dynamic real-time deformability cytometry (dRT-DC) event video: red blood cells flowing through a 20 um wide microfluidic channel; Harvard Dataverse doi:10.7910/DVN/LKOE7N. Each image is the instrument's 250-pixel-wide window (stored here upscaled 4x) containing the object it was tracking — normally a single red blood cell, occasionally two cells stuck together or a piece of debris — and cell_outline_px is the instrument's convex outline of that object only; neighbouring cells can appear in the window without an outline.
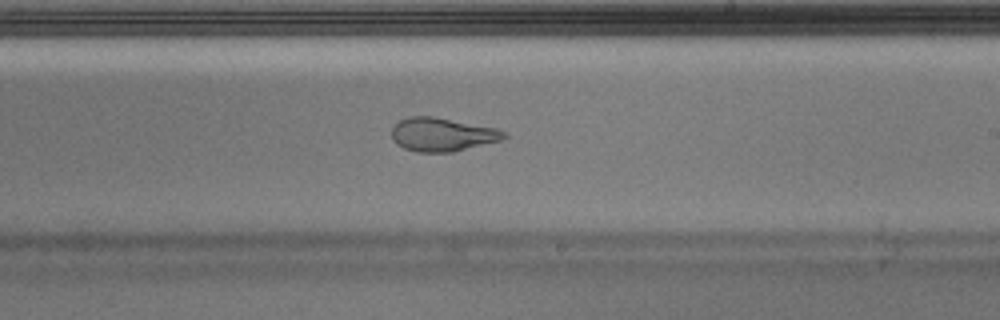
{"species": "Egyptian fruit bat (a non-hibernating species)", "species_latin": "Rousettus aegyptiacus", "temperature_condition": "warm", "stored_images_in_passage": 48, "camera_frame_rate_fps": 3000, "um_per_image_px": 0.085, "animal": {"sex": "male"}, "frame": {"image": 1, "passage_image": 28, "time_ms": 9.0, "image_size_px": [1000, 320], "cell_outline_px": [[508, 136], [504, 140], [452, 152], [416, 152], [404, 148], [396, 144], [392, 140], [392, 128], [400, 120], [408, 116], [436, 116], [496, 128], [508, 132]], "centroid_in_image_um": [37.62, 11.43], "position_along_channel_um": 251.4, "area_um2": 22.31}, "authors_computed_cell_mechanics": {"area_um2": 22.8888, "velocity_mm_per_s": 3.9998, "shape_relaxation_time_tau1_ms": 11.311, "shape_relaxation_time_tau2_ms": 0.9721, "deformation_change_tau1": 0.3936, "deformation_change_tau2": 0.0781}}